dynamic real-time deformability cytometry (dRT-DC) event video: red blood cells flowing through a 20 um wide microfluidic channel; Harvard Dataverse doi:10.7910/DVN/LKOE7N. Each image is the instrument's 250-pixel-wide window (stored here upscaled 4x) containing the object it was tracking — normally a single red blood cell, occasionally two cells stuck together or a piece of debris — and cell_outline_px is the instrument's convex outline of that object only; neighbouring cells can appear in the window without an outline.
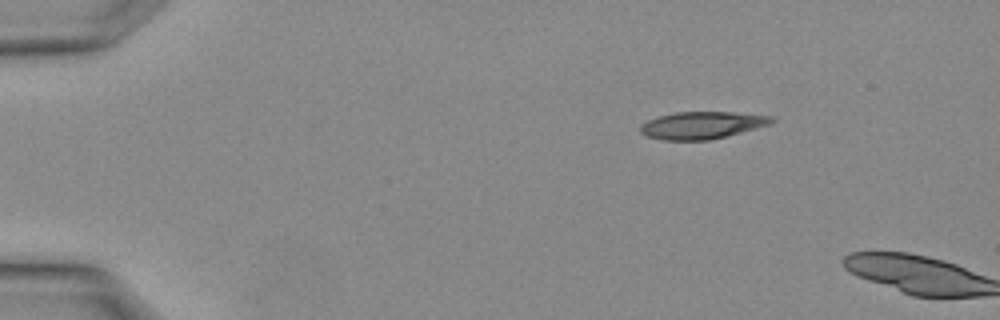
{"species": "Egyptian fruit bat (a non-hibernating species)", "species_latin": "Rousettus aegyptiacus", "temperature_condition": "warm", "stored_images_in_passage": 2, "camera_frame_rate_fps": 3000, "um_per_image_px": 0.085, "animal": {"sex": "female"}, "frame": {"image": 1, "passage_image": 1, "time_ms": 0.0, "image_size_px": [1000, 320], "cell_outline_px": [[776, 120], [768, 124], [756, 128], [708, 140], [664, 140], [644, 136], [640, 132], [640, 124], [656, 116], [676, 112], [732, 112], [772, 116]], "centroid_in_image_um": [59.6, 10.64], "position_along_channel_um": 25.4, "area_um2": 20.75}}